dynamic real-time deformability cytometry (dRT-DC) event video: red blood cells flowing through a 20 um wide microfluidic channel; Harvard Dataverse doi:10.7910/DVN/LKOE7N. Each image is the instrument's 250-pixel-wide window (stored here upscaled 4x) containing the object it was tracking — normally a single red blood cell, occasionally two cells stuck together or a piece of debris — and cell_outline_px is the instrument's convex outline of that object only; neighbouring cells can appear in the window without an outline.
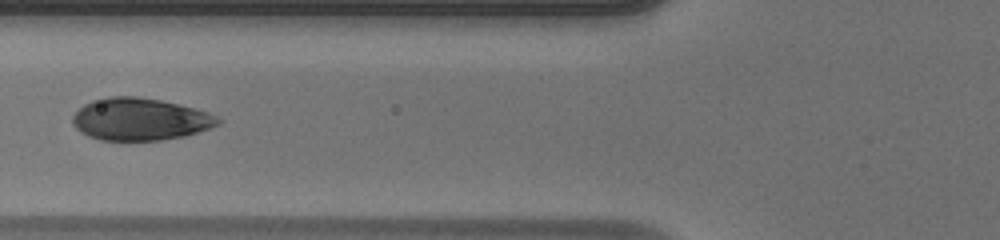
{"species": "human", "species_latin": "Homo sapiens", "temperature_condition": "warm", "stored_images_in_passage": 13, "camera_frame_rate_fps": 3000, "um_per_image_px": 0.085, "donor": {"sex": "male"}, "frame": {"image": 1, "passage_image": 6, "time_ms": 1.667, "image_size_px": [1000, 240], "cell_outline_px": [[220, 124], [184, 136], [160, 140], [100, 140], [88, 136], [80, 132], [72, 124], [72, 116], [84, 104], [92, 100], [112, 96], [136, 96], [160, 100], [180, 104], [208, 112], [216, 116], [220, 120]], "centroid_in_image_um": [11.87, 10.13], "position_along_channel_um": 113.9, "area_um2": 35.72}}